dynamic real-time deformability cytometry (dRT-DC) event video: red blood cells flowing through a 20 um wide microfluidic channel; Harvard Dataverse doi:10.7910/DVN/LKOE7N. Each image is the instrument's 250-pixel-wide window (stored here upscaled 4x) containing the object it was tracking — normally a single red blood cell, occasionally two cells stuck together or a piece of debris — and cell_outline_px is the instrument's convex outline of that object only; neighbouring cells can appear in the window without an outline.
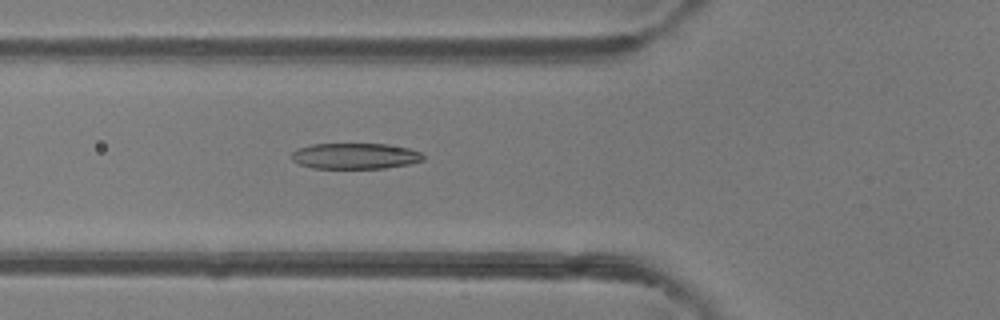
{"species": "common noctule bat (a hibernating species)", "species_latin": "Nyctalus noctula", "temperature_condition": "room temperature", "stored_images_in_passage": 49, "camera_frame_rate_fps": 3000, "um_per_image_px": 0.085, "animal": {"sex": "female"}, "frame": {"image": 1, "passage_image": 18, "time_ms": 5.667, "image_size_px": [1000, 320], "cell_outline_px": [[424, 160], [408, 164], [384, 168], [312, 168], [300, 164], [292, 160], [288, 156], [296, 148], [312, 144], [388, 144], [408, 148], [420, 152], [424, 156]], "centroid_in_image_um": [30.14, 13.26], "position_along_channel_um": 95.7, "area_um2": 19.94}}
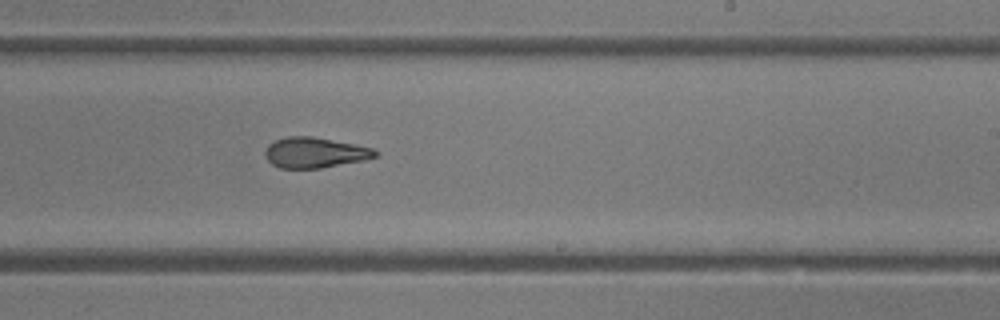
{"frame": {"image": 2, "passage_image": 30, "time_ms": 9.667, "image_size_px": [1000, 320], "cell_outline_px": [[380, 152], [376, 156], [364, 160], [320, 168], [280, 168], [272, 164], [268, 160], [264, 152], [268, 144], [276, 140], [288, 136], [312, 136], [372, 148]], "centroid_in_image_um": [26.74, 12.97], "position_along_channel_um": 262.3, "area_um2": 19.36}}
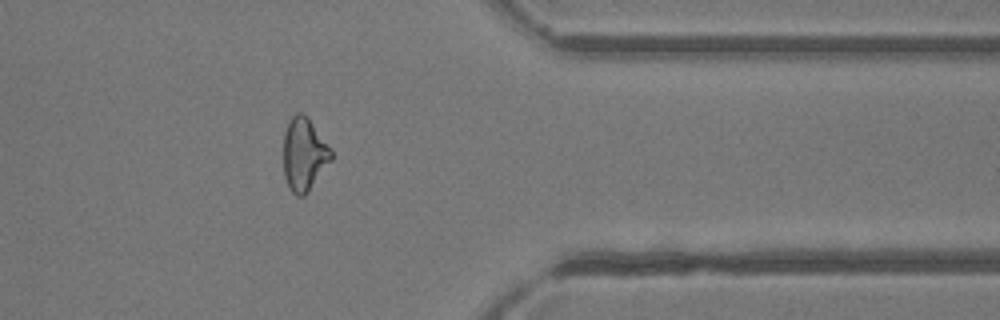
{"frame": {"image": 3, "passage_image": 40, "time_ms": 13.0, "image_size_px": [1000, 320], "cell_outline_px": [[332, 160], [308, 192], [304, 196], [296, 196], [292, 192], [284, 176], [284, 132], [288, 120], [296, 112], [304, 112], [308, 116], [332, 148]], "centroid_in_image_um": [25.86, 13.08], "position_along_channel_um": 385.5, "area_um2": 20.69}, "authors_computed_cell_mechanics": {"area_um2": 20.8658, "velocity_mm_per_s": 4.1622, "shape_relaxation_time_tau1_ms": 8.8516, "shape_relaxation_time_tau2_ms": 2.0711, "deformation_change_tau1": 0.278, "deformation_change_tau2": 0.1152}}